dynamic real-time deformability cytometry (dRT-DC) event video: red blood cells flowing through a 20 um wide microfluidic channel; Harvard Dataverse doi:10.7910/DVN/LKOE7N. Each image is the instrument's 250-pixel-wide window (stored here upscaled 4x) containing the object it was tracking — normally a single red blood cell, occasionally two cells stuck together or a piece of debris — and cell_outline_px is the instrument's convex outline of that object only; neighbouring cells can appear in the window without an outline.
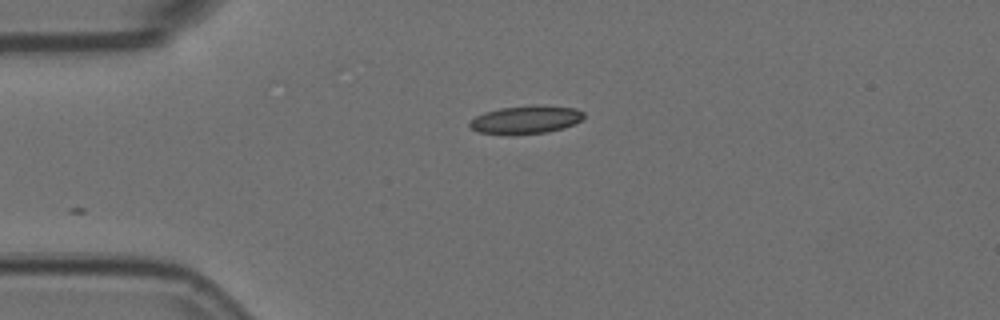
{"species": "Egyptian fruit bat (a non-hibernating species)", "species_latin": "Rousettus aegyptiacus", "temperature_condition": "room temperature", "stored_images_in_passage": 24, "camera_frame_rate_fps": 3000, "um_per_image_px": 0.085, "animal": {"sex": "female"}, "frame": {"image": 1, "passage_image": 1, "time_ms": 0.0, "image_size_px": [1000, 320], "cell_outline_px": [[584, 116], [580, 120], [564, 128], [548, 132], [512, 136], [508, 136], [480, 132], [472, 128], [468, 124], [476, 116], [484, 112], [500, 108], [536, 104], [576, 108], [584, 112]], "centroid_in_image_um": [44.69, 10.18], "position_along_channel_um": 40.3, "area_um2": 19.02}}
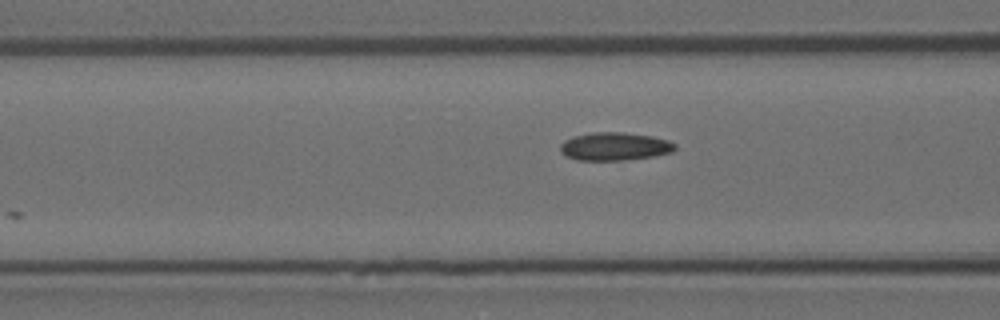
{"frame": {"image": 2, "passage_image": 9, "time_ms": 2.667, "image_size_px": [1000, 320], "cell_outline_px": [[676, 148], [672, 152], [656, 156], [620, 160], [576, 160], [564, 156], [560, 152], [560, 144], [564, 140], [572, 136], [592, 132], [624, 132], [652, 136], [668, 140], [676, 144]], "centroid_in_image_um": [52.22, 12.44], "position_along_channel_um": 114.4, "area_um2": 19.02}}
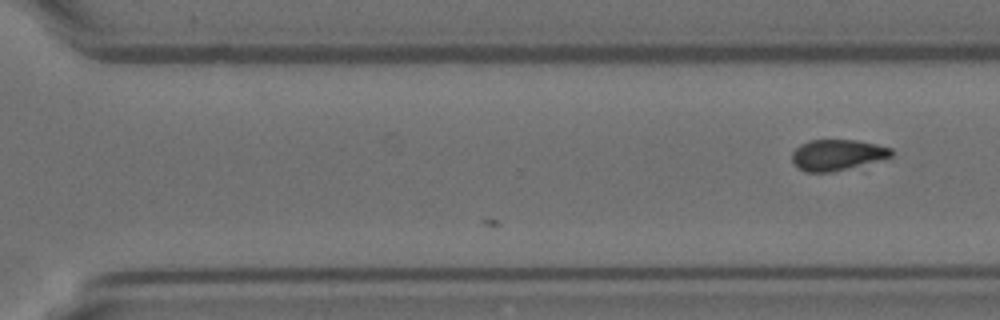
{"frame": {"image": 3, "passage_image": 24, "time_ms": 7.667, "image_size_px": [1000, 320], "cell_outline_px": [[892, 156], [832, 172], [808, 172], [800, 168], [792, 160], [792, 152], [800, 144], [808, 140], [856, 140], [876, 144], [892, 148]], "centroid_in_image_um": [71.14, 13.14], "position_along_channel_um": 299.5, "area_um2": 17.51}}